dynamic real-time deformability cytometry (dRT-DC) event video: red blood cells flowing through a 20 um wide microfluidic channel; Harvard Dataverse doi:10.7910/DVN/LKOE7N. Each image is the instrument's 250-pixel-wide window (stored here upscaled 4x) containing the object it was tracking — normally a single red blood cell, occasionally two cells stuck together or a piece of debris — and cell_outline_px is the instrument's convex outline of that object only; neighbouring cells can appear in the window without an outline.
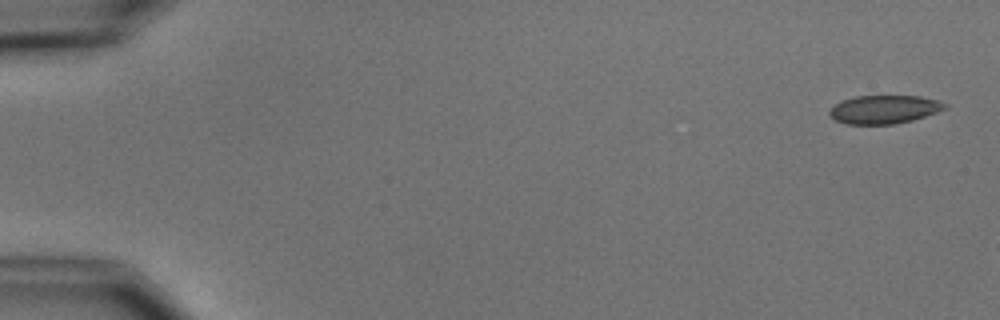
{"species": "common noctule bat (a hibernating species)", "species_latin": "Nyctalus noctula", "temperature_condition": "cold", "stored_images_in_passage": 3, "camera_frame_rate_fps": 3000, "um_per_image_px": 0.085, "animal": {"sex": "male", "body_mass_g": 15.6}, "frame": {"image": 1, "passage_image": 1, "time_ms": 0.0, "image_size_px": [1000, 320], "cell_outline_px": [[948, 108], [912, 120], [892, 124], [848, 124], [836, 120], [828, 112], [840, 100], [852, 96], [920, 96], [936, 100], [948, 104]], "centroid_in_image_um": [75.16, 9.29], "position_along_channel_um": 9.8, "area_um2": 18.96}}